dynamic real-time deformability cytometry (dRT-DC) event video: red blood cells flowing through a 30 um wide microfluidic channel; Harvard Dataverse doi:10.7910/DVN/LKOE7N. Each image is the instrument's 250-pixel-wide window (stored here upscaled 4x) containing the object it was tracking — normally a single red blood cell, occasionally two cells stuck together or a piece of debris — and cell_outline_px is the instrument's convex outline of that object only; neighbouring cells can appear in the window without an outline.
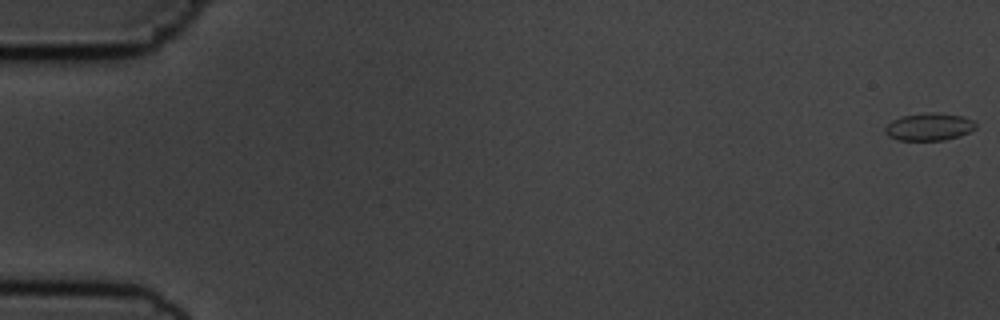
{"species": "common noctule bat (a hibernating species)", "species_latin": "Nyctalus noctula", "temperature_condition": "cold", "stored_images_in_passage": 56, "camera_frame_rate_fps": 3000, "um_per_image_px": 0.085, "animal": {"sex": "male", "body_mass_g": 19.5, "forearm_length_mm": 54.6}, "frame": {"image": 1, "passage_image": 1, "time_ms": 0.0, "image_size_px": [1000, 320], "cell_outline_px": [[976, 128], [960, 136], [944, 140], [896, 140], [888, 136], [884, 132], [884, 128], [892, 120], [900, 116], [924, 112], [940, 112], [964, 116], [972, 120], [976, 124]], "centroid_in_image_um": [78.96, 10.76], "position_along_channel_um": 6.0, "area_um2": 14.8}}
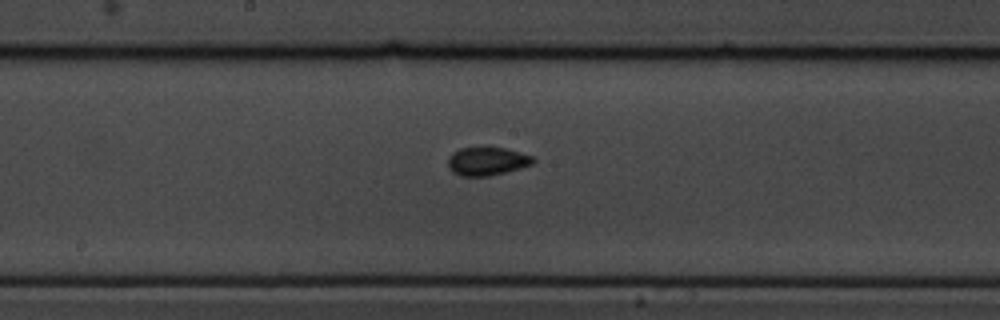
{"frame": {"image": 2, "passage_image": 30, "time_ms": 9.667, "image_size_px": [1000, 320], "cell_outline_px": [[536, 160], [532, 164], [520, 168], [488, 176], [460, 176], [452, 172], [448, 168], [448, 156], [452, 152], [460, 148], [504, 148], [520, 152], [532, 156]], "centroid_in_image_um": [41.36, 13.71], "position_along_channel_um": 206.8, "area_um2": 13.99}}
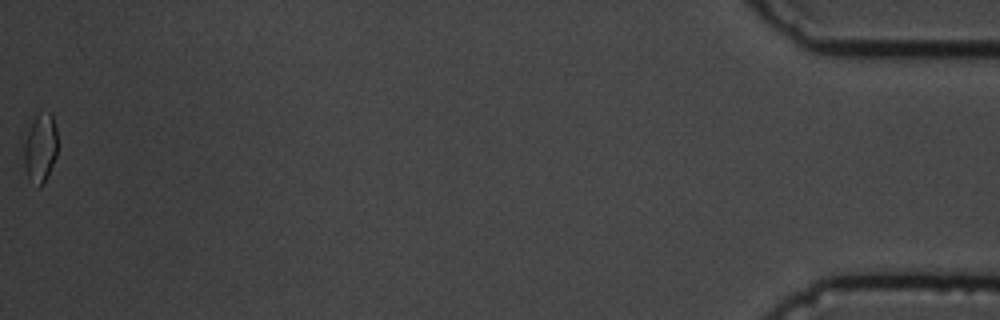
{"frame": {"image": 3, "passage_image": 56, "time_ms": 18.333, "image_size_px": [1000, 320], "cell_outline_px": [[56, 156], [40, 188], [36, 188], [28, 180], [24, 164], [24, 144], [28, 132], [36, 116], [48, 112], [52, 112], [56, 128]], "centroid_in_image_um": [3.42, 12.63], "position_along_channel_um": 431.8, "area_um2": 13.18}, "authors_computed_cell_mechanics": {"area_um2": 13.9298, "velocity_mm_per_s": 3.6781, "shape_relaxation_time_tau1_ms": 4.2462, "shape_relaxation_time_tau2_ms": null, "deformation_change_tau1": 0.0889, "deformation_change_tau2": null}}